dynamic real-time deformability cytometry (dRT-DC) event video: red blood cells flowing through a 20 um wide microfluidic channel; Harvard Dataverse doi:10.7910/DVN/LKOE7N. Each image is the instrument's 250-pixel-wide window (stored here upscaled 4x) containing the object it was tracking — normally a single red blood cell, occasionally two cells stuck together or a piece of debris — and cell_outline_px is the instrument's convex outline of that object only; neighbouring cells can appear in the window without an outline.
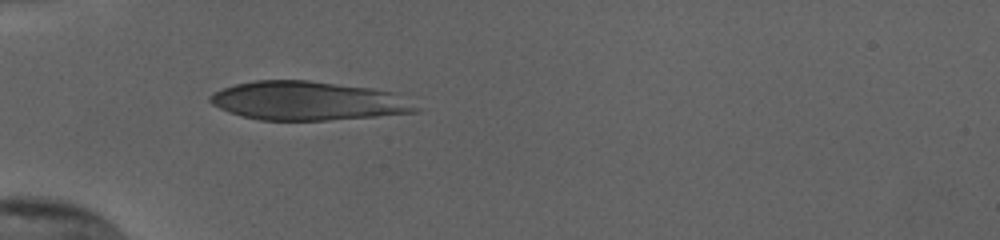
{"species": "human", "species_latin": "Homo sapiens", "temperature_condition": "cold", "stored_images_in_passage": 30, "camera_frame_rate_fps": 3000, "um_per_image_px": 0.085, "donor": {"sex": "female"}, "frame": {"image": 1, "passage_image": 1, "time_ms": 0.0, "image_size_px": [1000, 240], "cell_outline_px": [[420, 108], [416, 112], [376, 116], [328, 120], [260, 120], [228, 112], [212, 104], [208, 100], [208, 96], [224, 88], [236, 84], [256, 80], [308, 80], [372, 88], [400, 92]], "centroid_in_image_um": [26.24, 8.56], "position_along_channel_um": 58.8, "area_um2": 46.76}}
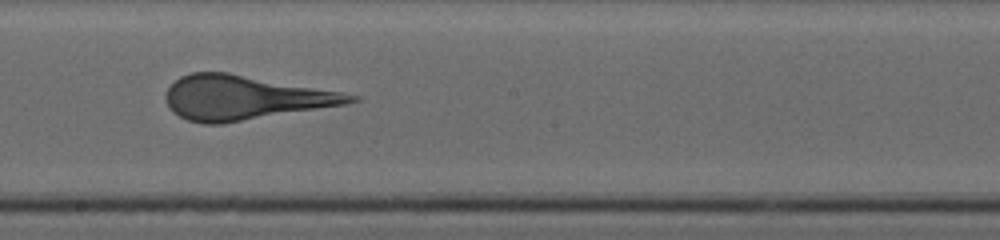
{"frame": {"image": 2, "passage_image": 15, "time_ms": 4.667, "image_size_px": [1000, 240], "cell_outline_px": [[360, 100], [344, 104], [224, 124], [204, 124], [188, 120], [172, 112], [164, 96], [168, 88], [180, 76], [192, 72], [228, 72], [340, 92], [360, 96]], "centroid_in_image_um": [20.73, 8.3], "position_along_channel_um": 227.5, "area_um2": 47.22}}
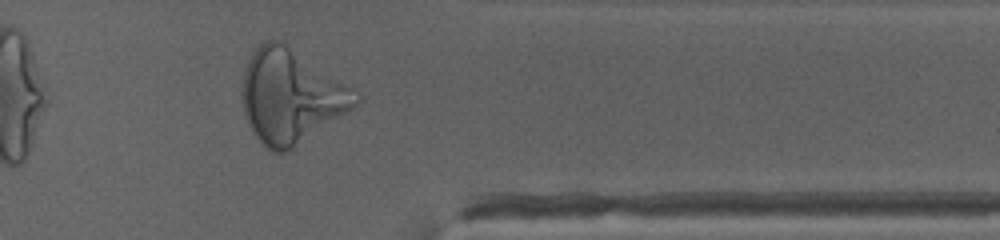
{"frame": {"image": 3, "passage_image": 28, "time_ms": 9.0, "image_size_px": [1000, 240], "cell_outline_px": [[360, 100], [348, 112], [292, 148], [284, 152], [272, 152], [264, 148], [260, 144], [252, 132], [244, 116], [240, 92], [240, 88], [244, 68], [248, 60], [256, 48], [260, 44], [268, 40], [272, 40], [284, 44], [356, 88], [360, 92]], "centroid_in_image_um": [24.7, 8.21], "position_along_channel_um": 386.7, "area_um2": 61.96}}